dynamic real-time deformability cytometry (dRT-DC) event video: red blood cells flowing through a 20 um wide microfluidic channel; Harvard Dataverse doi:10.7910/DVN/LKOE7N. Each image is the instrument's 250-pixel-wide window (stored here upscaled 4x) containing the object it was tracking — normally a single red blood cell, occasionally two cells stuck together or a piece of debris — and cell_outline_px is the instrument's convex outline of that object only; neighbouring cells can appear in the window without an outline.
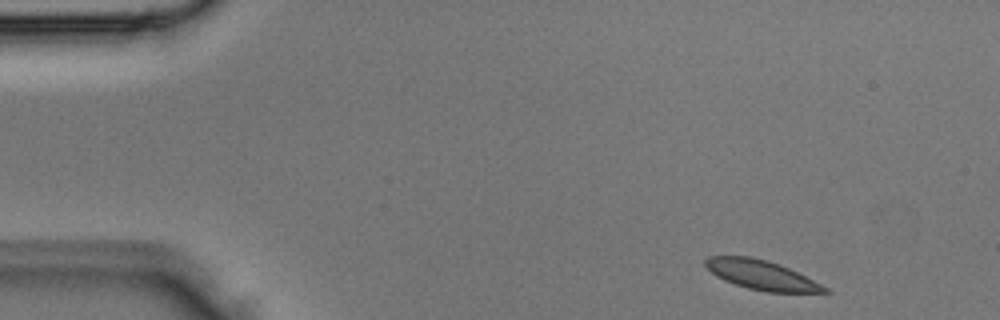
{"species": "Egyptian fruit bat (a non-hibernating species)", "species_latin": "Rousettus aegyptiacus", "temperature_condition": "room temperature", "stored_images_in_passage": 2, "camera_frame_rate_fps": 3000, "um_per_image_px": 0.085, "animal": {"sex": "male"}, "frame": {"image": 1, "passage_image": 1, "time_ms": 0.0, "image_size_px": [1000, 320], "cell_outline_px": [[832, 292], [764, 292], [748, 288], [724, 280], [716, 276], [704, 264], [704, 260], [708, 256], [752, 256], [768, 260], [780, 264], [828, 288]], "centroid_in_image_um": [64.69, 23.36], "position_along_channel_um": 20.3, "area_um2": 20.23}}